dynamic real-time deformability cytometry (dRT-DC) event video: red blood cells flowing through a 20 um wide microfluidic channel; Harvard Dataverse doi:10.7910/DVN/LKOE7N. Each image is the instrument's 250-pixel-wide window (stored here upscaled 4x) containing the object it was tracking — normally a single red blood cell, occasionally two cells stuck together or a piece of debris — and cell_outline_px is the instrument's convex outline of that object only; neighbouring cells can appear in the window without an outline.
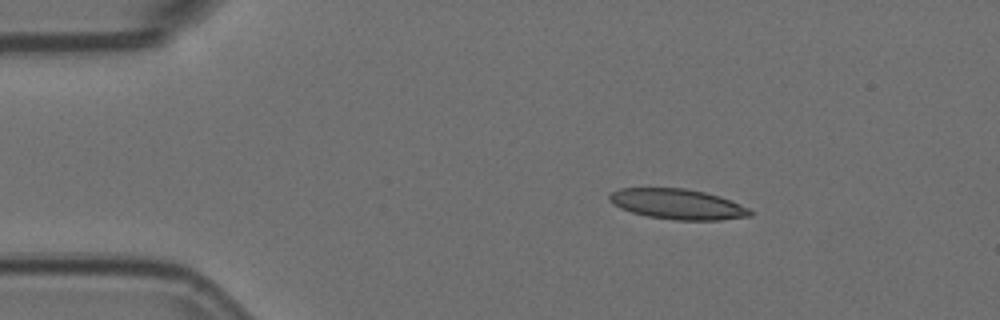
{"species": "Egyptian fruit bat (a non-hibernating species)", "species_latin": "Rousettus aegyptiacus", "temperature_condition": "room temperature", "stored_images_in_passage": 4, "camera_frame_rate_fps": 3000, "um_per_image_px": 0.085, "animal": {"sex": "female"}, "frame": {"image": 1, "passage_image": 2, "time_ms": 0.333, "image_size_px": [1000, 320], "cell_outline_px": [[752, 216], [720, 220], [672, 220], [648, 216], [632, 212], [620, 208], [612, 204], [608, 200], [608, 196], [612, 192], [620, 188], [684, 188], [704, 192], [720, 196], [740, 204], [748, 208], [752, 212]], "centroid_in_image_um": [57.58, 17.35], "position_along_channel_um": 27.4, "area_um2": 24.91}}
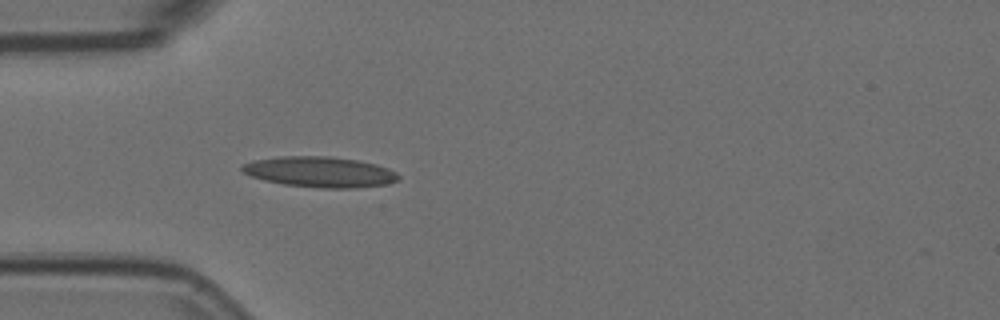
{"frame": {"image": 2, "passage_image": 4, "time_ms": 1.0, "image_size_px": [1000, 320], "cell_outline_px": [[400, 180], [388, 184], [356, 188], [320, 188], [284, 184], [264, 180], [252, 176], [244, 172], [240, 168], [244, 164], [252, 160], [280, 156], [328, 156], [356, 160], [376, 164], [388, 168], [396, 172], [400, 176]], "centroid_in_image_um": [27.22, 14.62], "position_along_channel_um": 57.8, "area_um2": 27.92}}